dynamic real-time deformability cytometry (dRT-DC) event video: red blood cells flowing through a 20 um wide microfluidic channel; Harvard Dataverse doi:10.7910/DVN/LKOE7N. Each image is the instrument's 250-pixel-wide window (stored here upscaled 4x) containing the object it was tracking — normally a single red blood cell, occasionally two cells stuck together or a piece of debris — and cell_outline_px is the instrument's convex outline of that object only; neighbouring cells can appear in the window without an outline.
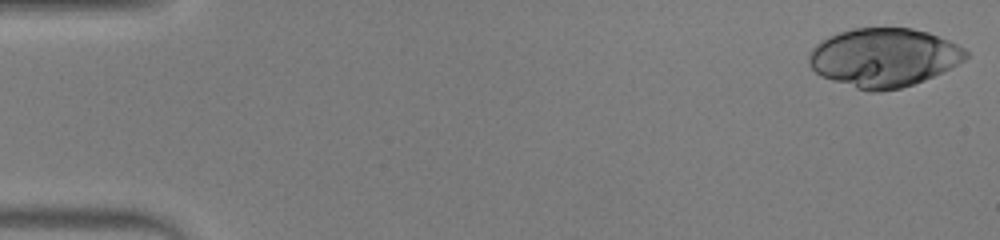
{"species": "human", "species_latin": "Homo sapiens", "temperature_condition": "warm", "stored_images_in_passage": 52, "camera_frame_rate_fps": 3000, "um_per_image_px": 0.085, "donor": {"sex": "male"}, "frame": {"image": 1, "passage_image": 1, "time_ms": 0.0, "image_size_px": [1000, 240], "cell_outline_px": [[968, 56], [964, 60], [924, 80], [900, 88], [880, 92], [868, 92], [820, 76], [808, 64], [808, 56], [812, 48], [820, 40], [828, 36], [852, 28], [912, 28], [928, 32], [948, 40], [964, 48], [968, 52]], "centroid_in_image_um": [75.08, 4.88], "position_along_channel_um": 9.9, "area_um2": 53.52}}
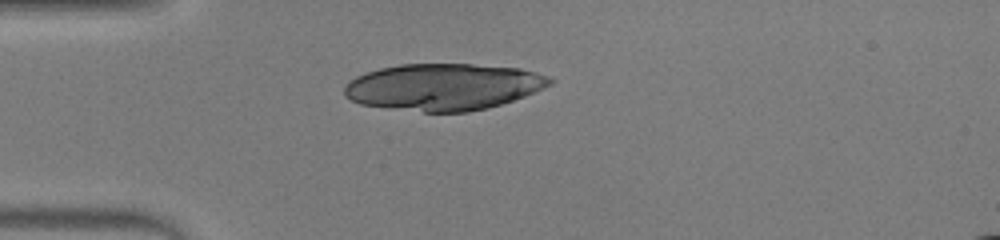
{"frame": {"image": 2, "passage_image": 14, "time_ms": 4.333, "image_size_px": [1000, 240], "cell_outline_px": [[556, 80], [552, 84], [524, 96], [488, 108], [468, 112], [424, 112], [388, 108], [360, 104], [344, 96], [344, 88], [348, 80], [356, 76], [380, 68], [400, 64], [472, 64], [520, 68], [536, 72], [548, 76]], "centroid_in_image_um": [37.68, 7.38], "position_along_channel_um": 47.3, "area_um2": 56.07}}